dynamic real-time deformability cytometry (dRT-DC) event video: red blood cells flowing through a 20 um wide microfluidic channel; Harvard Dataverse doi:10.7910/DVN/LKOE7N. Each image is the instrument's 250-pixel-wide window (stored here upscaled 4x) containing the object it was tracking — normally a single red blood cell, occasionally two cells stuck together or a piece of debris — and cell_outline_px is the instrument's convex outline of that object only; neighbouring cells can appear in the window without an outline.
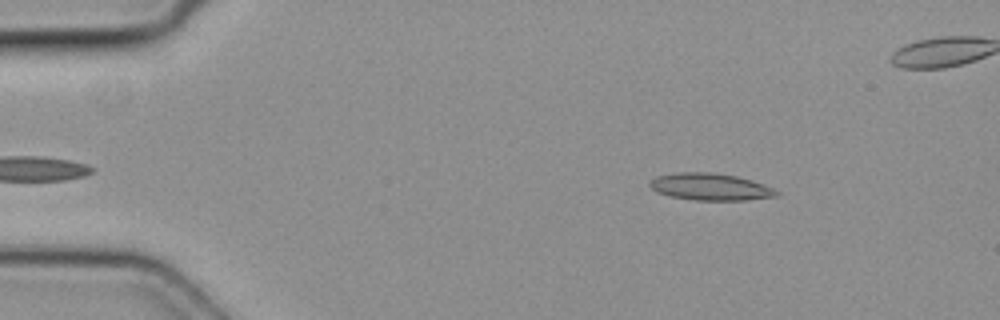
{"species": "common noctule bat (a hibernating species)", "species_latin": "Nyctalus noctula", "temperature_condition": "cold", "stored_images_in_passage": 6, "camera_frame_rate_fps": 3000, "um_per_image_px": 0.085, "animal": {"sex": "female", "body_mass_g": 19.3, "forearm_length_mm": 54.1}, "frame": {"image": 1, "passage_image": 6, "time_ms": 1.667, "image_size_px": [1000, 320], "cell_outline_px": [[780, 196], [744, 200], [696, 200], [668, 196], [656, 192], [648, 184], [656, 176], [676, 172], [708, 172], [736, 176], [752, 180], [772, 188], [780, 192]], "centroid_in_image_um": [60.37, 15.88], "position_along_channel_um": 24.6, "area_um2": 19.94}}